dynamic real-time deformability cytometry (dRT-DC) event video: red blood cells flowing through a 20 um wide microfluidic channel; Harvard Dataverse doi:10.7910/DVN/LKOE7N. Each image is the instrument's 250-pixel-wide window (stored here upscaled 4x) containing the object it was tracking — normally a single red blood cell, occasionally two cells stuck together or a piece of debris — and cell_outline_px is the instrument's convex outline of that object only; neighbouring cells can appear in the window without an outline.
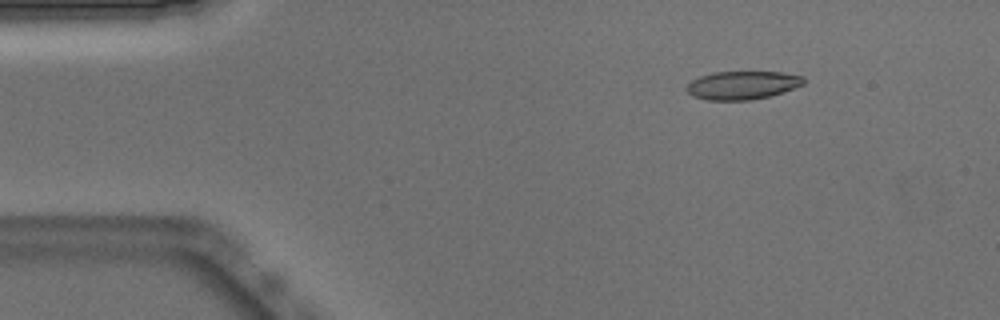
{"species": "Egyptian fruit bat (a non-hibernating species)", "species_latin": "Rousettus aegyptiacus", "temperature_condition": "warm", "stored_images_in_passage": 45, "camera_frame_rate_fps": 3000, "um_per_image_px": 0.085, "animal": {"sex": "male"}, "frame": {"image": 1, "passage_image": 1, "time_ms": 0.0, "image_size_px": [1000, 320], "cell_outline_px": [[804, 84], [784, 92], [752, 100], [708, 100], [692, 96], [684, 88], [692, 80], [700, 76], [712, 72], [780, 72], [804, 76]], "centroid_in_image_um": [63.09, 7.24], "position_along_channel_um": 21.9, "area_um2": 19.36}}
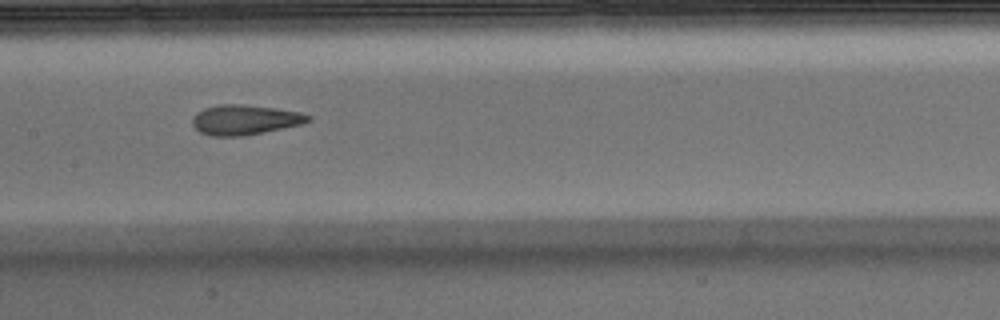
{"frame": {"image": 2, "passage_image": 19, "time_ms": 6.0, "image_size_px": [1000, 320], "cell_outline_px": [[312, 120], [300, 124], [264, 132], [240, 136], [212, 136], [200, 132], [192, 124], [192, 116], [196, 112], [204, 108], [220, 104], [244, 104], [300, 112], [312, 116]], "centroid_in_image_um": [20.78, 10.17], "position_along_channel_um": 186.6, "area_um2": 20.11}}
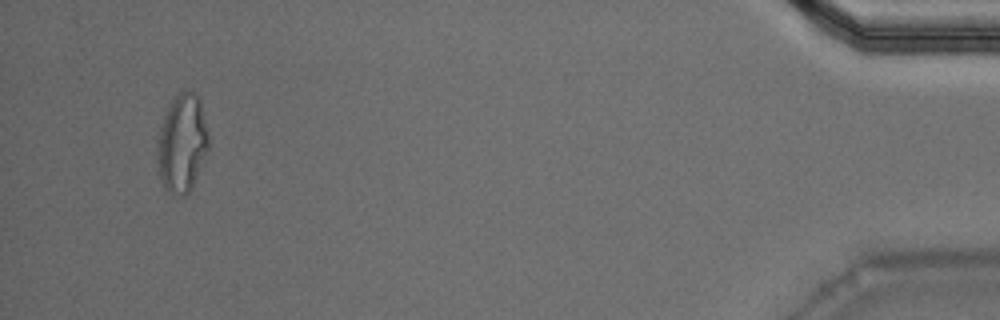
{"frame": {"image": 3, "passage_image": 43, "time_ms": 14.0, "image_size_px": [1000, 320], "cell_outline_px": [[208, 152], [192, 188], [184, 196], [176, 196], [168, 192], [164, 188], [160, 180], [156, 160], [156, 144], [160, 128], [168, 104], [172, 96], [184, 88], [196, 92], [200, 100], [208, 132]], "centroid_in_image_um": [15.46, 12.16], "position_along_channel_um": 419.7, "area_um2": 30.23}, "authors_computed_cell_mechanics": {"area_um2": 20.3456, "velocity_mm_per_s": 3.9012, "shape_relaxation_time_tau1_ms": null, "shape_relaxation_time_tau2_ms": 1.1748, "deformation_change_tau1": null, "deformation_change_tau2": 0.0864}}